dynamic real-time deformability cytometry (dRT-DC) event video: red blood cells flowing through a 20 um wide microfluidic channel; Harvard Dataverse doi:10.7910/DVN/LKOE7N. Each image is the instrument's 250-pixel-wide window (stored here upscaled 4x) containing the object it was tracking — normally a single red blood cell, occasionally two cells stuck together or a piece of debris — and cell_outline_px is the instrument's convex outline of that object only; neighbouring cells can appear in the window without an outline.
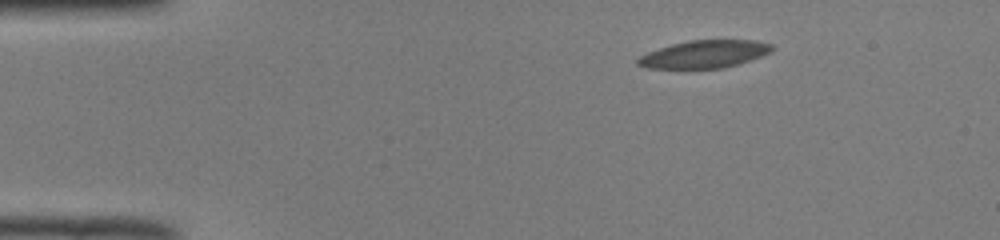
{"species": "common noctule bat (a hibernating species)", "species_latin": "Nyctalus noctula", "temperature_condition": "room temperature", "stored_images_in_passage": 47, "camera_frame_rate_fps": 3000, "um_per_image_px": 0.085, "animal": {"sex": "male", "body_mass_g": 19.0, "forearm_length_mm": 50.8}, "frame": {"image": 1, "passage_image": 1, "time_ms": 0.0, "image_size_px": [1000, 240], "cell_outline_px": [[776, 48], [772, 52], [736, 64], [720, 68], [648, 68], [636, 64], [636, 60], [640, 56], [648, 52], [672, 44], [692, 40], [752, 40], [772, 44]], "centroid_in_image_um": [59.88, 4.6], "position_along_channel_um": 25.1, "area_um2": 21.33}}
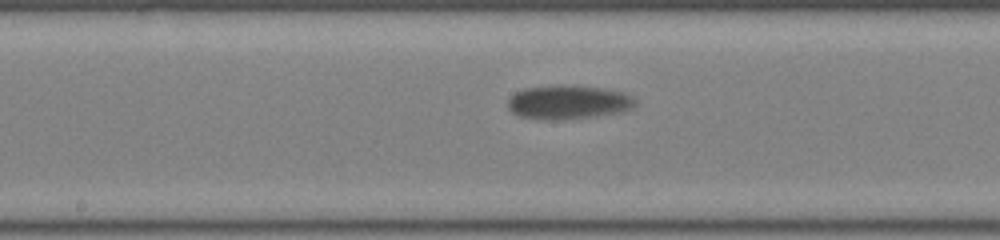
{"frame": {"image": 2, "passage_image": 21, "time_ms": 6.667, "image_size_px": [1000, 240], "cell_outline_px": [[636, 104], [632, 108], [620, 112], [588, 116], [520, 116], [512, 112], [508, 108], [508, 100], [516, 92], [528, 88], [600, 88], [624, 92], [632, 96], [636, 100]], "centroid_in_image_um": [48.39, 8.67], "position_along_channel_um": 199.8, "area_um2": 22.72}}
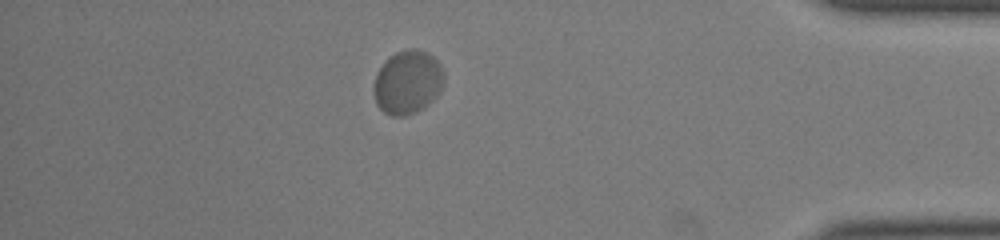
{"frame": {"image": 3, "passage_image": 40, "time_ms": 13.0, "image_size_px": [1000, 240], "cell_outline_px": [[444, 84], [436, 96], [424, 108], [416, 112], [404, 116], [392, 116], [384, 112], [376, 104], [372, 88], [376, 72], [384, 60], [388, 56], [396, 52], [408, 48], [416, 48], [428, 52], [440, 64], [444, 72]], "centroid_in_image_um": [34.63, 6.97], "position_along_channel_um": 400.6, "area_um2": 26.59}, "authors_computed_cell_mechanics": {"area_um2": 23.8714, "velocity_mm_per_s": 3.7495, "shape_relaxation_time_tau1_ms": 6.3883, "shape_relaxation_time_tau2_ms": null, "deformation_change_tau1": 0.0992, "deformation_change_tau2": null}}